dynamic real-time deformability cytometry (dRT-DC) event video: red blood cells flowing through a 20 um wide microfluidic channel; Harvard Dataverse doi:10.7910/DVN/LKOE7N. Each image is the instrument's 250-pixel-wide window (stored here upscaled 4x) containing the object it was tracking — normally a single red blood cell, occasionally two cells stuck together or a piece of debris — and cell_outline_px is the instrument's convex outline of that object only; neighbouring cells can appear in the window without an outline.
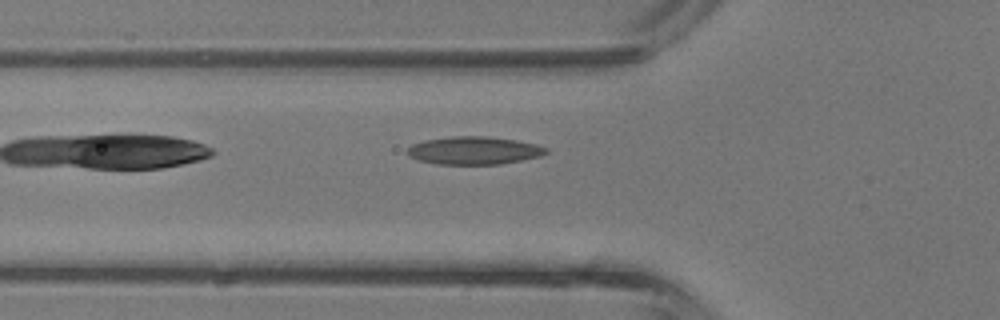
{"species": "common noctule bat (a hibernating species)", "species_latin": "Nyctalus noctula", "temperature_condition": "room temperature", "stored_images_in_passage": 4, "camera_frame_rate_fps": 3000, "um_per_image_px": 0.085, "animal": {"sex": "male", "body_mass_g": 13.3}, "frame": {"image": 1, "passage_image": 4, "time_ms": 1.0, "image_size_px": [1000, 320], "cell_outline_px": [[548, 152], [540, 156], [500, 164], [436, 164], [420, 160], [408, 156], [404, 152], [412, 144], [424, 140], [452, 136], [488, 136], [516, 140], [536, 144], [548, 148]], "centroid_in_image_um": [40.26, 12.78], "position_along_channel_um": 85.5, "area_um2": 22.6}}